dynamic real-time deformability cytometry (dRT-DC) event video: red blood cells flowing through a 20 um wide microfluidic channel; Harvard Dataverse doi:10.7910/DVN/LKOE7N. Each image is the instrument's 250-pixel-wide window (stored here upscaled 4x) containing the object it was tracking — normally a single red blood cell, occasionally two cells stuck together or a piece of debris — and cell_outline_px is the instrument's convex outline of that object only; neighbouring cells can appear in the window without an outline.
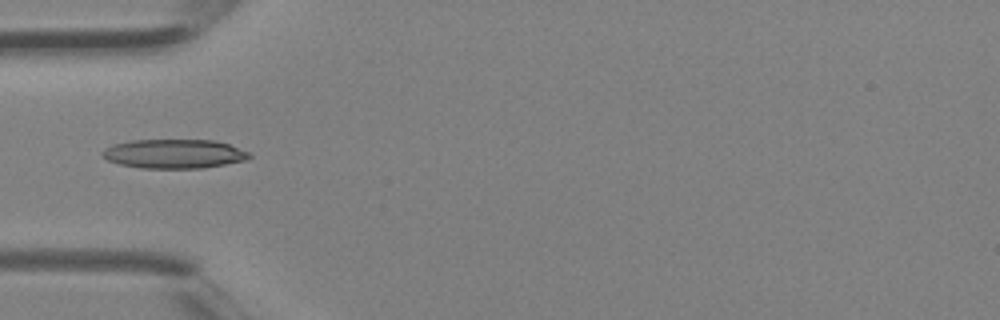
{"species": "Egyptian fruit bat (a non-hibernating species)", "species_latin": "Rousettus aegyptiacus", "temperature_condition": "room temperature", "stored_images_in_passage": 4, "camera_frame_rate_fps": 3000, "um_per_image_px": 0.085, "animal": {"sex": "female"}, "frame": {"image": 1, "passage_image": 4, "time_ms": 1.0, "image_size_px": [1000, 320], "cell_outline_px": [[252, 156], [244, 160], [204, 168], [140, 168], [120, 164], [108, 160], [100, 156], [100, 152], [104, 148], [112, 144], [132, 140], [212, 140], [228, 144], [248, 152]], "centroid_in_image_um": [14.72, 13.07], "position_along_channel_um": 70.3, "area_um2": 24.91}}